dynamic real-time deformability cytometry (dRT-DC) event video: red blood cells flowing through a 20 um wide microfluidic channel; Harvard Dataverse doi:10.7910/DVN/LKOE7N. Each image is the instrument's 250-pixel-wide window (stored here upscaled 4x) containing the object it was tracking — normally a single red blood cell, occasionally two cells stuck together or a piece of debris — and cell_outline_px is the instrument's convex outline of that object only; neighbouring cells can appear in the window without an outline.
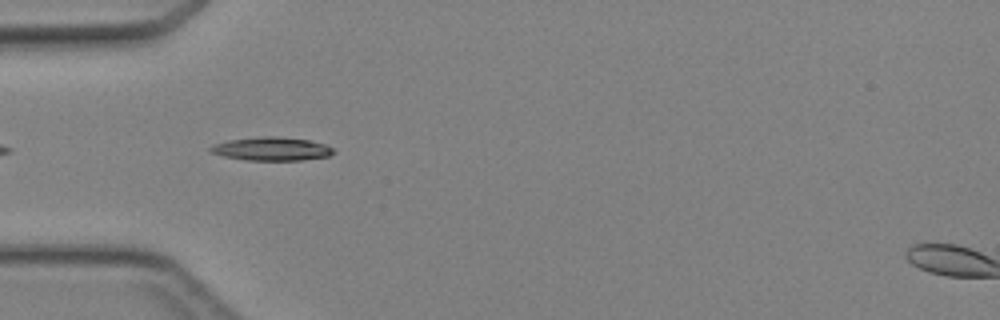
{"species": "Egyptian fruit bat (a non-hibernating species)", "species_latin": "Rousettus aegyptiacus", "temperature_condition": "cold", "stored_images_in_passage": 4, "camera_frame_rate_fps": 3000, "um_per_image_px": 0.085, "animal": {"sex": "female"}, "frame": {"image": 1, "passage_image": 2, "time_ms": 0.333, "image_size_px": [1000, 320], "cell_outline_px": [[336, 152], [328, 156], [300, 160], [244, 160], [224, 156], [208, 152], [208, 148], [216, 144], [228, 140], [264, 136], [276, 136], [308, 140], [324, 144], [332, 148]], "centroid_in_image_um": [23.06, 12.65], "position_along_channel_um": 61.9, "area_um2": 16.7}}